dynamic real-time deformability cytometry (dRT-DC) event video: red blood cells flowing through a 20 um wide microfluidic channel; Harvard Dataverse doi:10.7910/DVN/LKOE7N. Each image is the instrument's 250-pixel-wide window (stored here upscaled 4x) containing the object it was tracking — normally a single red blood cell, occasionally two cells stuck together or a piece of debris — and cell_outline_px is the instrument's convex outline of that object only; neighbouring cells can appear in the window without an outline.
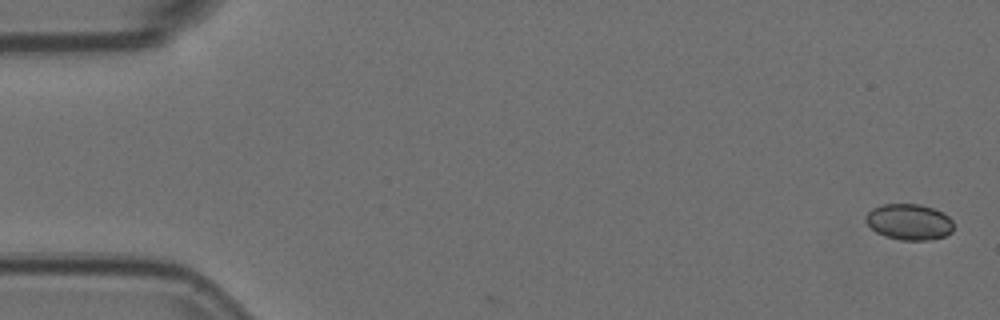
{"species": "Egyptian fruit bat (a non-hibernating species)", "species_latin": "Rousettus aegyptiacus", "temperature_condition": "room temperature", "stored_images_in_passage": 5, "camera_frame_rate_fps": 3000, "um_per_image_px": 0.085, "animal": {"sex": "female"}, "frame": {"image": 1, "passage_image": 1, "time_ms": 0.0, "image_size_px": [1000, 320], "cell_outline_px": [[952, 232], [944, 236], [932, 240], [900, 240], [884, 236], [876, 232], [864, 220], [868, 212], [872, 208], [880, 204], [920, 204], [944, 212], [952, 220]], "centroid_in_image_um": [77.27, 18.86], "position_along_channel_um": 7.7, "area_um2": 18.55}}
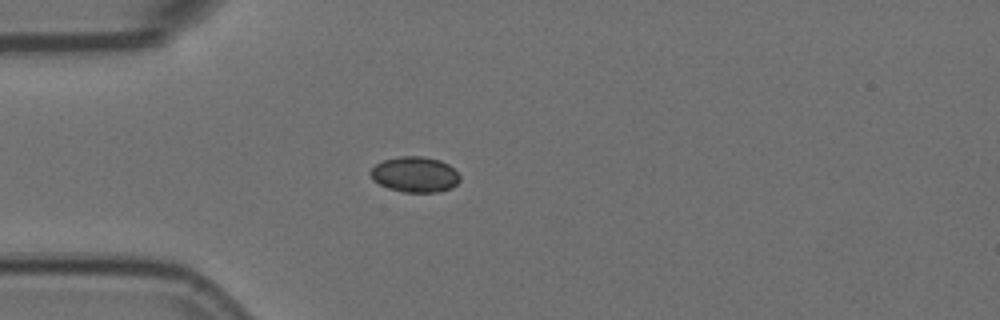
{"frame": {"image": 2, "passage_image": 5, "time_ms": 1.333, "image_size_px": [1000, 320], "cell_outline_px": [[460, 180], [452, 188], [440, 192], [404, 192], [388, 188], [372, 180], [368, 172], [376, 164], [384, 160], [400, 156], [424, 156], [440, 160], [448, 164], [460, 176]], "centroid_in_image_um": [35.26, 14.83], "position_along_channel_um": 49.7, "area_um2": 18.61}}